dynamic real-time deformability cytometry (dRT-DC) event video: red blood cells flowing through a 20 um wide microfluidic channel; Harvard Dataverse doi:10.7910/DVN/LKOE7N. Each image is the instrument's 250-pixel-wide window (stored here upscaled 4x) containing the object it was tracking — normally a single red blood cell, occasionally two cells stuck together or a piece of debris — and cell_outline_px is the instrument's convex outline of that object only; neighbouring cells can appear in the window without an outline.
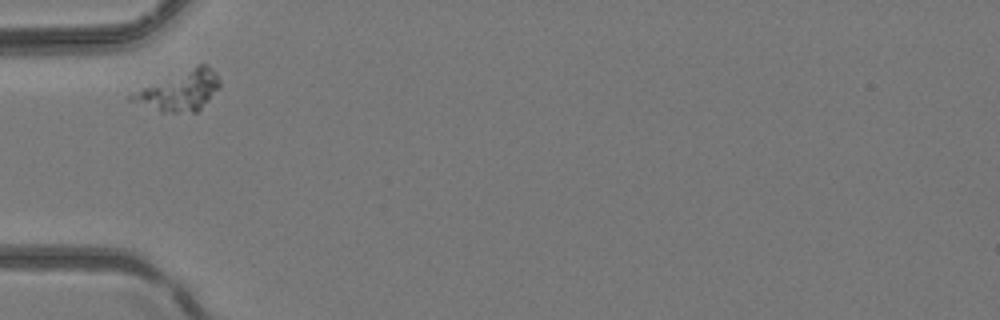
{"species": "common noctule bat (a hibernating species)", "species_latin": "Nyctalus noctula", "temperature_condition": "room temperature", "stored_images_in_passage": 2, "camera_frame_rate_fps": 3000, "um_per_image_px": 0.085, "animal": {"sex": "female", "body_mass_g": 24.6, "forearm_length_mm": 56.2}, "frame": {"image": 1, "passage_image": 1, "time_ms": 0.0, "image_size_px": [1000, 320], "cell_outline_px": [[220, 88], [196, 112], [160, 112], [128, 100], [128, 96], [144, 88], [196, 64], [208, 64], [216, 72], [220, 80]], "centroid_in_image_um": [15.33, 7.71], "position_along_channel_um": 69.7, "area_um2": 20.11}}
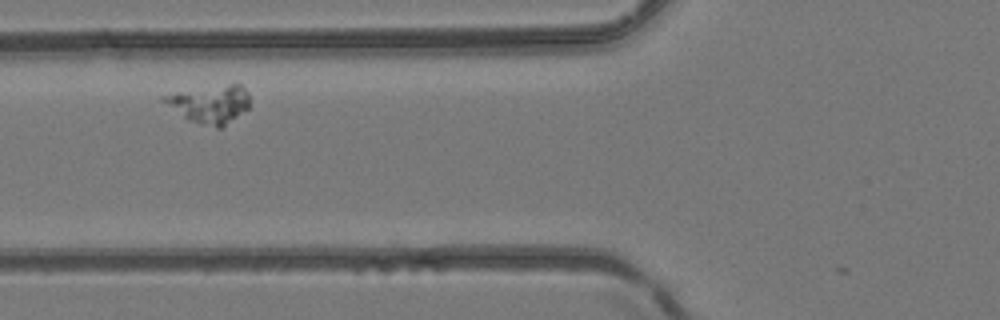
{"frame": {"image": 2, "passage_image": 2, "time_ms": 0.333, "image_size_px": [1000, 320], "cell_outline_px": [[248, 108], [220, 128], [216, 128], [184, 116], [160, 100], [160, 96], [176, 92], [228, 84], [240, 84], [248, 92]], "centroid_in_image_um": [17.84, 8.81], "position_along_channel_um": 108.0, "area_um2": 18.21}}